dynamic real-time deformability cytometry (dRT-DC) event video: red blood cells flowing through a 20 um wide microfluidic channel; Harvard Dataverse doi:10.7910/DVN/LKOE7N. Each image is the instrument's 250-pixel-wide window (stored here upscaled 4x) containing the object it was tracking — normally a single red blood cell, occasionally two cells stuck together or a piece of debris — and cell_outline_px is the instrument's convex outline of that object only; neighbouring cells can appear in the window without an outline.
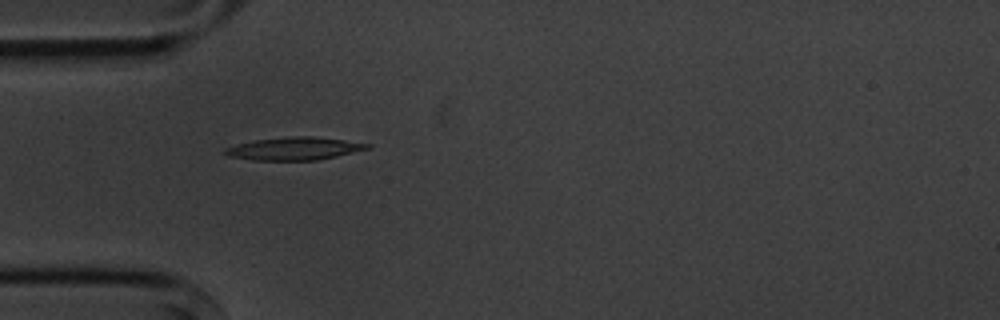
{"species": "common noctule bat (a hibernating species)", "species_latin": "Nyctalus noctula", "temperature_condition": "cold", "stored_images_in_passage": 14, "camera_frame_rate_fps": 3000, "um_per_image_px": 0.085, "animal": {"sex": "male", "body_mass_g": 20.1, "forearm_length_mm": 53.5}, "frame": {"image": 1, "passage_image": 4, "time_ms": 4.333, "image_size_px": [1000, 320], "cell_outline_px": [[372, 148], [336, 156], [316, 160], [252, 160], [228, 156], [224, 152], [224, 148], [236, 144], [256, 140], [288, 136], [312, 136], [344, 140], [372, 144]], "centroid_in_image_um": [25.02, 12.63], "position_along_channel_um": 60.0, "area_um2": 18.9}}
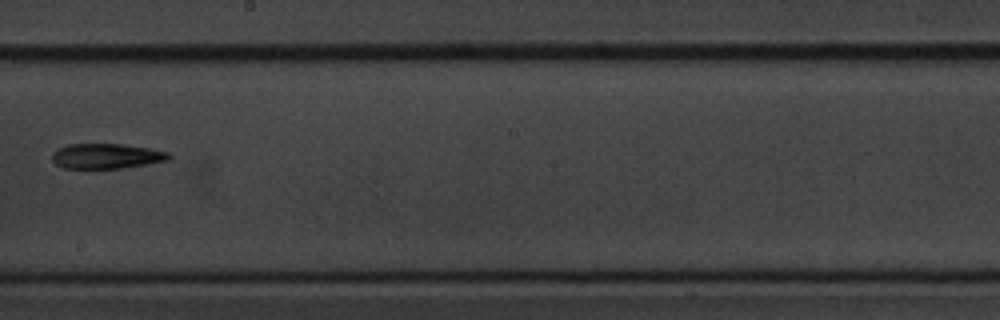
{"frame": {"image": 2, "passage_image": 8, "time_ms": 9.333, "image_size_px": [1000, 320], "cell_outline_px": [[172, 156], [168, 160], [120, 168], [64, 168], [56, 164], [52, 160], [52, 152], [68, 144], [120, 144], [148, 148], [168, 152]], "centroid_in_image_um": [9.02, 13.26], "position_along_channel_um": 239.2, "area_um2": 16.82}}
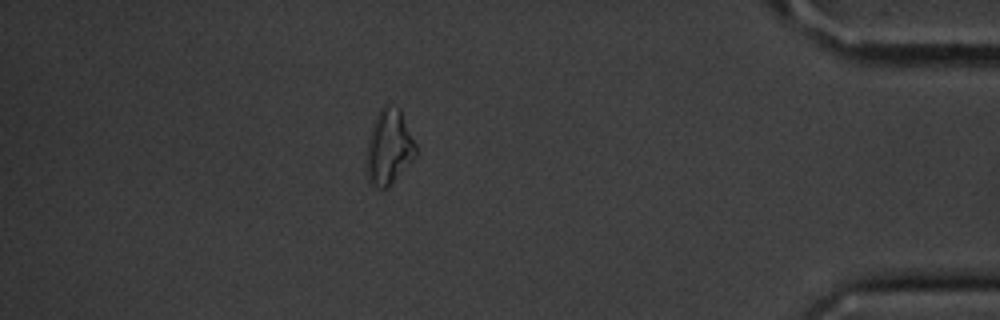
{"frame": {"image": 3, "passage_image": 13, "time_ms": 15.0, "image_size_px": [1000, 320], "cell_outline_px": [[416, 156], [388, 188], [380, 188], [368, 184], [364, 168], [368, 140], [372, 124], [380, 108], [384, 104], [388, 104], [400, 108], [416, 144]], "centroid_in_image_um": [33.02, 12.53], "position_along_channel_um": 402.2, "area_um2": 22.08}, "authors_computed_cell_mechanics": {"area_um2": 18.3804, "velocity_mm_per_s": 3.6161, "shape_relaxation_time_tau1_ms": 10.7088, "shape_relaxation_time_tau2_ms": null, "deformation_change_tau1": 0.2726, "deformation_change_tau2": null}}